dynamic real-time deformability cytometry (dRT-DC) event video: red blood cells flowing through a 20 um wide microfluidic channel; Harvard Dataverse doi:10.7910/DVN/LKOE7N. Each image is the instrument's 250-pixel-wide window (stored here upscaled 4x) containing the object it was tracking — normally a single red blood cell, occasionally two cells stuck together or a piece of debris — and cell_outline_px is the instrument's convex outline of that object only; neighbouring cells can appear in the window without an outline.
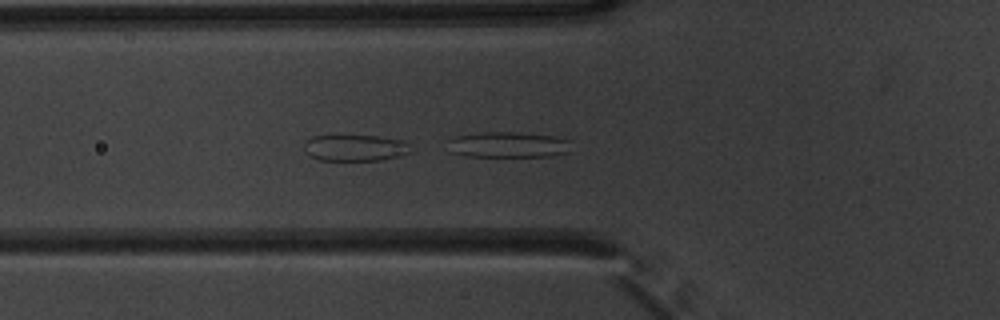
{"species": "common noctule bat (a hibernating species)", "species_latin": "Nyctalus noctula", "temperature_condition": "warm", "stored_images_in_passage": 10, "camera_frame_rate_fps": 3000, "um_per_image_px": 0.085, "animal": {"sex": "male", "body_mass_g": 20.1, "forearm_length_mm": 53.5}, "frame": {"image": 1, "passage_image": 9, "time_ms": 2.667, "image_size_px": [1000, 320], "cell_outline_px": [[412, 152], [400, 156], [380, 160], [320, 160], [308, 156], [304, 152], [304, 144], [312, 136], [380, 136], [400, 140]], "centroid_in_image_um": [30.12, 12.58], "position_along_channel_um": 95.7, "area_um2": 16.18}}